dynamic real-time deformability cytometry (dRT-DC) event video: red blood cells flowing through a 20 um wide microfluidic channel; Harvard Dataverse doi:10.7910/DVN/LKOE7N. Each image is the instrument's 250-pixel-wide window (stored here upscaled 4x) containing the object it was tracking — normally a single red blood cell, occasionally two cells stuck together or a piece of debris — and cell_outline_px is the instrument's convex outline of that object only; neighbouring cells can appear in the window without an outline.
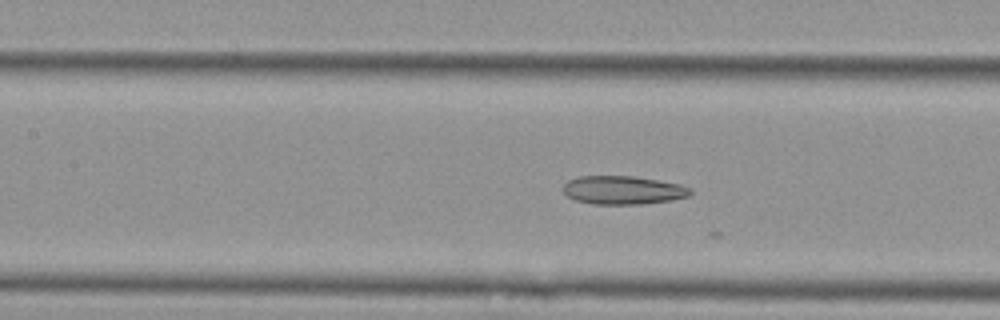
{"species": "Egyptian fruit bat (a non-hibernating species)", "species_latin": "Rousettus aegyptiacus", "temperature_condition": "cold", "stored_images_in_passage": 29, "camera_frame_rate_fps": 3000, "um_per_image_px": 0.085, "animal": {"sex": "female"}, "frame": {"image": 1, "passage_image": 24, "time_ms": 7.667, "image_size_px": [1000, 320], "cell_outline_px": [[692, 192], [688, 196], [672, 200], [640, 204], [592, 204], [576, 200], [568, 196], [564, 192], [564, 184], [568, 180], [580, 176], [632, 176], [680, 184], [692, 188]], "centroid_in_image_um": [52.97, 16.16], "position_along_channel_um": 154.4, "area_um2": 20.98}}
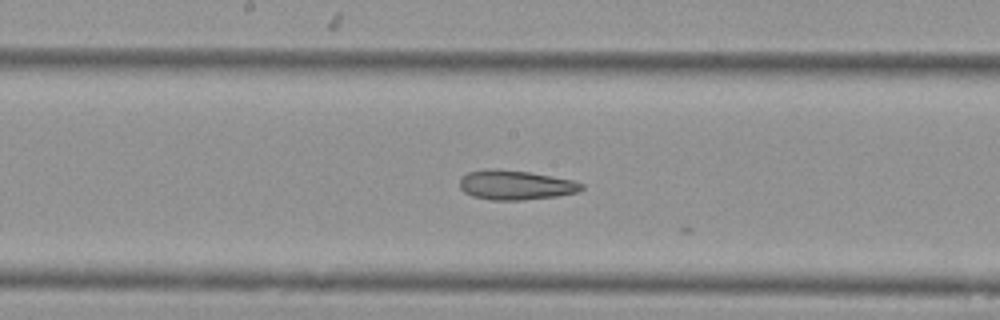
{"frame": {"image": 2, "passage_image": 28, "time_ms": 9.0, "image_size_px": [1000, 320], "cell_outline_px": [[584, 188], [576, 192], [556, 196], [524, 200], [492, 200], [472, 196], [464, 192], [460, 188], [460, 180], [468, 172], [492, 168], [532, 172], [572, 180], [584, 184]], "centroid_in_image_um": [43.82, 15.72], "position_along_channel_um": 204.4, "area_um2": 20.92}}